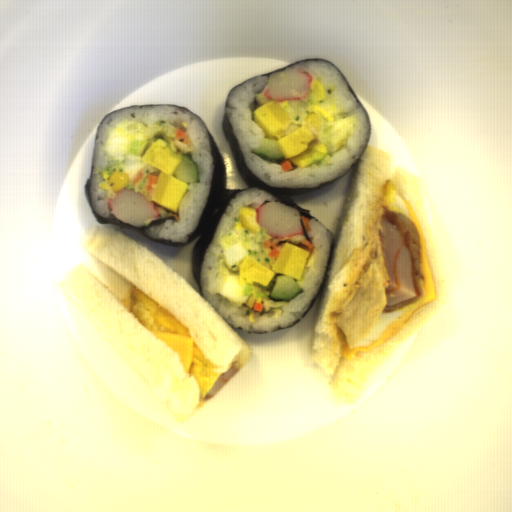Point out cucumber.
Wrapping results in <instances>:
<instances>
[{
    "label": "cucumber",
    "mask_w": 512,
    "mask_h": 512,
    "mask_svg": "<svg viewBox=\"0 0 512 512\" xmlns=\"http://www.w3.org/2000/svg\"><path fill=\"white\" fill-rule=\"evenodd\" d=\"M302 292L301 286L293 278L277 275L273 280L269 299L273 302L292 301Z\"/></svg>",
    "instance_id": "8b760119"
},
{
    "label": "cucumber",
    "mask_w": 512,
    "mask_h": 512,
    "mask_svg": "<svg viewBox=\"0 0 512 512\" xmlns=\"http://www.w3.org/2000/svg\"><path fill=\"white\" fill-rule=\"evenodd\" d=\"M180 163L173 171L172 175L186 183H196L200 179L199 169L190 154H183L179 159Z\"/></svg>",
    "instance_id": "586b57bf"
},
{
    "label": "cucumber",
    "mask_w": 512,
    "mask_h": 512,
    "mask_svg": "<svg viewBox=\"0 0 512 512\" xmlns=\"http://www.w3.org/2000/svg\"><path fill=\"white\" fill-rule=\"evenodd\" d=\"M252 154L270 162H280L286 159L279 148L278 141L267 139L266 137L257 148L252 151Z\"/></svg>",
    "instance_id": "888e309b"
},
{
    "label": "cucumber",
    "mask_w": 512,
    "mask_h": 512,
    "mask_svg": "<svg viewBox=\"0 0 512 512\" xmlns=\"http://www.w3.org/2000/svg\"><path fill=\"white\" fill-rule=\"evenodd\" d=\"M158 140L165 141L166 146H167L168 150L170 151V153L173 156L176 157L177 154H176L175 150L172 148V146L169 144L167 138L163 134L162 135H156L152 139H145V140H137L136 139V140H133L132 143L129 146V151L133 155H136V156H139V157L143 158V156L146 154V152Z\"/></svg>",
    "instance_id": "2a18db57"
}]
</instances>
